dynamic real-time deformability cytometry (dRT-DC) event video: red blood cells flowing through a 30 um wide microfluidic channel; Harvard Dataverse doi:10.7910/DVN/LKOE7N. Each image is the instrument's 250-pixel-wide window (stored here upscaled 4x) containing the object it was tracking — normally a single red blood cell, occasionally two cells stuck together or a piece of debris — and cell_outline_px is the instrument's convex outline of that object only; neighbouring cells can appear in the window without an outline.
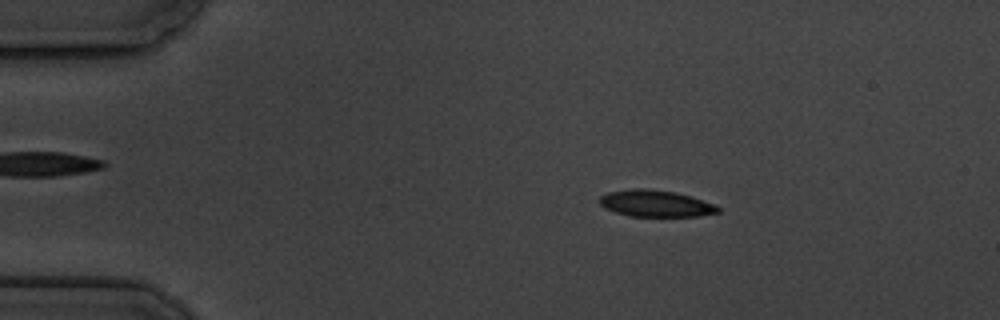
{"species": "common noctule bat (a hibernating species)", "species_latin": "Nyctalus noctula", "temperature_condition": "cold", "stored_images_in_passage": 4, "camera_frame_rate_fps": 3000, "um_per_image_px": 0.085, "animal": {"sex": "male", "body_mass_g": 19.5, "forearm_length_mm": 54.6}, "frame": {"image": 1, "passage_image": 2, "time_ms": 1.333, "image_size_px": [1000, 320], "cell_outline_px": [[720, 212], [696, 216], [628, 216], [604, 208], [600, 204], [600, 196], [608, 192], [636, 188], [644, 188], [676, 192], [692, 196], [716, 204], [720, 208]], "centroid_in_image_um": [55.75, 17.29], "position_along_channel_um": 29.2, "area_um2": 18.44}}